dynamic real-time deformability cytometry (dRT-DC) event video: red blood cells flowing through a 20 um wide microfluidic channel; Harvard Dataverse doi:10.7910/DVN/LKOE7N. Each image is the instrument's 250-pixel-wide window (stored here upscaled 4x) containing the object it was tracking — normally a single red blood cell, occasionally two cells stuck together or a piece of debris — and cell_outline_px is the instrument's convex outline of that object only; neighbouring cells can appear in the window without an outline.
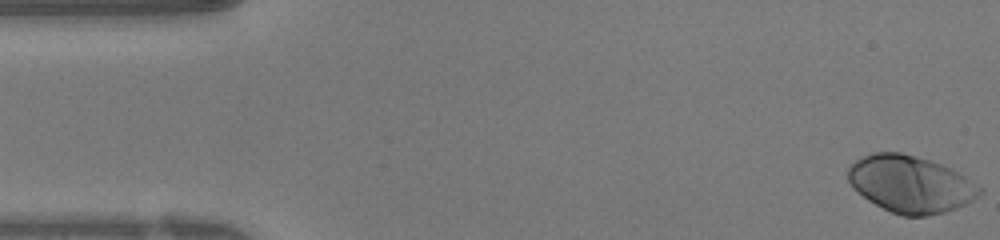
{"species": "human", "species_latin": "Homo sapiens", "temperature_condition": "warm", "stored_images_in_passage": 17, "camera_frame_rate_fps": 3000, "um_per_image_px": 0.085, "donor": {"sex": "female"}, "frame": {"image": 1, "passage_image": 1, "time_ms": 0.0, "image_size_px": [1000, 240], "cell_outline_px": [[984, 192], [980, 196], [968, 204], [944, 212], [924, 216], [904, 216], [892, 212], [868, 200], [852, 188], [848, 180], [848, 168], [856, 160], [872, 152], [900, 152], [916, 156], [952, 168], [984, 188]], "centroid_in_image_um": [77.43, 15.65], "position_along_channel_um": 7.6, "area_um2": 43.81}}
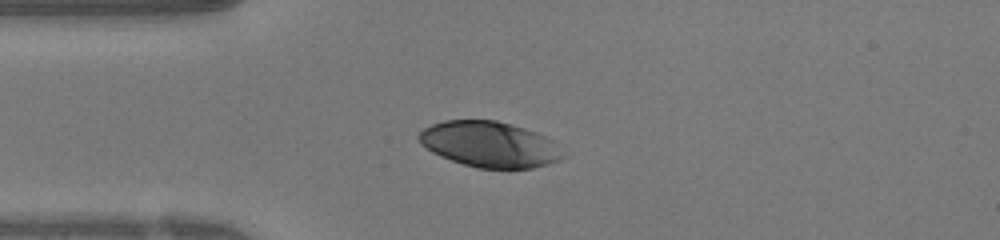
{"frame": {"image": 2, "passage_image": 12, "time_ms": 3.667, "image_size_px": [1000, 240], "cell_outline_px": [[568, 152], [560, 160], [548, 164], [532, 168], [508, 172], [476, 168], [440, 156], [432, 152], [420, 144], [416, 136], [424, 128], [432, 124], [444, 120], [496, 120], [512, 124], [536, 132], [552, 140]], "centroid_in_image_um": [41.66, 12.31], "position_along_channel_um": 43.3, "area_um2": 39.48}}
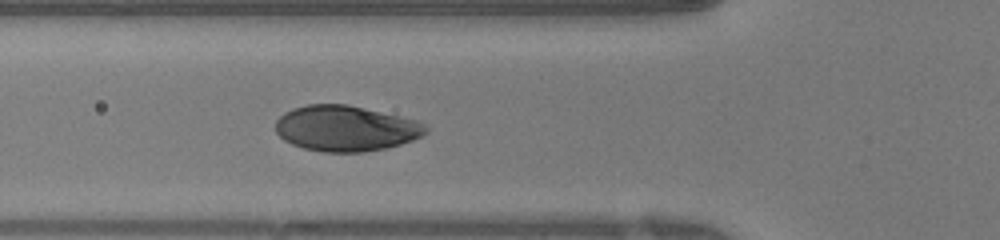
{"frame": {"image": 3, "passage_image": 17, "time_ms": 5.333, "image_size_px": [1000, 240], "cell_outline_px": [[428, 132], [412, 140], [400, 144], [384, 148], [364, 152], [324, 152], [304, 148], [292, 144], [284, 140], [276, 132], [276, 120], [284, 112], [292, 108], [308, 104], [348, 104], [420, 120], [428, 128]], "centroid_in_image_um": [29.4, 10.9], "position_along_channel_um": 96.4, "area_um2": 40.11}}